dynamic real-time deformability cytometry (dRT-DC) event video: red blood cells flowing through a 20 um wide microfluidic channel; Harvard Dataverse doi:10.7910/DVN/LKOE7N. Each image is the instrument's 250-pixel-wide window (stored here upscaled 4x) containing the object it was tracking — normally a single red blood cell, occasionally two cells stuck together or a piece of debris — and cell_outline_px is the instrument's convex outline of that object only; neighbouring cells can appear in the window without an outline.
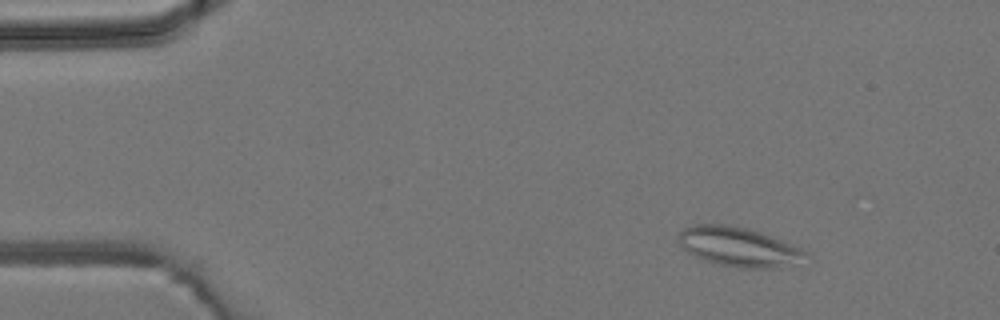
{"species": "common noctule bat (a hibernating species)", "species_latin": "Nyctalus noctula", "temperature_condition": "room temperature", "stored_images_in_passage": 5, "camera_frame_rate_fps": 3000, "um_per_image_px": 0.085, "animal": {"sex": "male", "body_mass_g": 19.2, "forearm_length_mm": 51.8}, "frame": {"image": 1, "passage_image": 2, "time_ms": 1.333, "image_size_px": [1000, 320], "cell_outline_px": [[812, 256], [780, 268], [740, 268], [720, 264], [696, 256], [688, 252], [680, 244], [680, 232], [684, 228], [696, 224], [724, 224], [748, 228], [772, 236], [800, 248], [808, 252]], "centroid_in_image_um": [62.84, 20.98], "position_along_channel_um": 22.2, "area_um2": 28.84}}